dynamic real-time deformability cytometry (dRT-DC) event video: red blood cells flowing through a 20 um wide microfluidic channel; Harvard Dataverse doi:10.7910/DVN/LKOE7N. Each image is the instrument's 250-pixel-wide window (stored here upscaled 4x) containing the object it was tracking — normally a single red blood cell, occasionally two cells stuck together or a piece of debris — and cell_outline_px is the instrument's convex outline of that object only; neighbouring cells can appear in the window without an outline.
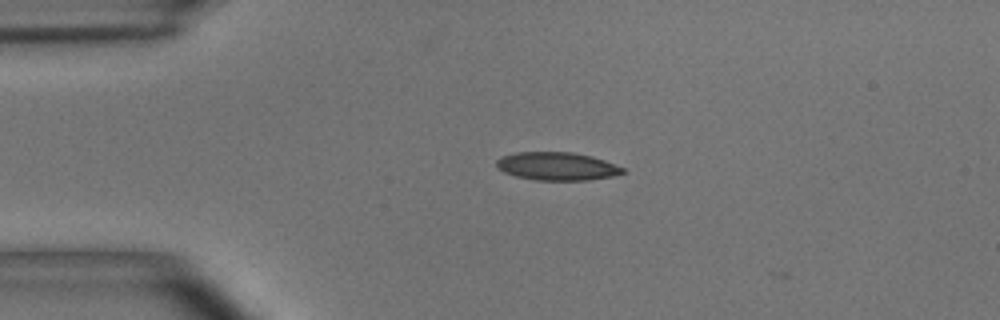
{"species": "common noctule bat (a hibernating species)", "species_latin": "Nyctalus noctula", "temperature_condition": "room temperature", "stored_images_in_passage": 2, "camera_frame_rate_fps": 3000, "um_per_image_px": 0.085, "animal": {"sex": "male", "body_mass_g": 15.6}, "frame": {"image": 1, "passage_image": 1, "time_ms": 0.0, "image_size_px": [1000, 320], "cell_outline_px": [[624, 172], [612, 176], [588, 180], [536, 180], [516, 176], [504, 172], [496, 168], [496, 160], [500, 156], [516, 152], [572, 152], [592, 156], [604, 160], [624, 168]], "centroid_in_image_um": [47.3, 14.12], "position_along_channel_um": 37.7, "area_um2": 20.69}}